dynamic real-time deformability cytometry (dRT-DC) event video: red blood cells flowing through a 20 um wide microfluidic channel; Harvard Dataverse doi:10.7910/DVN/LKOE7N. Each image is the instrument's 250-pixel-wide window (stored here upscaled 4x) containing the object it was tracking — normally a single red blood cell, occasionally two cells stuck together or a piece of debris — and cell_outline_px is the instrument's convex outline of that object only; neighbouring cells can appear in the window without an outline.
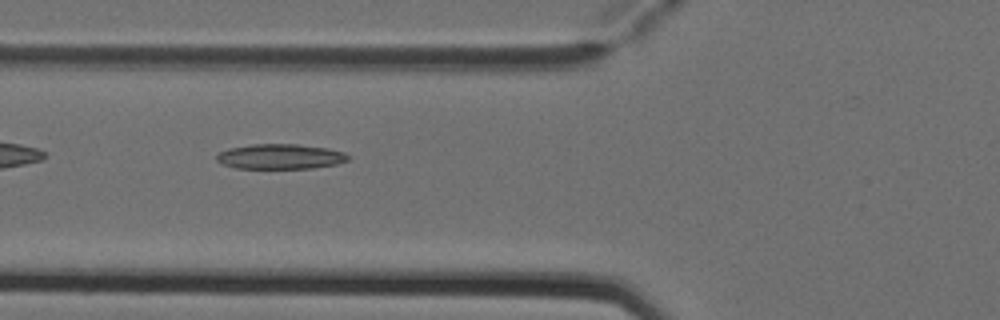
{"species": "Egyptian fruit bat (a non-hibernating species)", "species_latin": "Rousettus aegyptiacus", "temperature_condition": "cold", "stored_images_in_passage": 7, "camera_frame_rate_fps": 3000, "um_per_image_px": 0.085, "animal": {"sex": "female"}, "frame": {"image": 1, "passage_image": 6, "time_ms": 1.667, "image_size_px": [1000, 320], "cell_outline_px": [[352, 156], [348, 160], [336, 164], [312, 168], [236, 168], [220, 164], [216, 160], [216, 156], [220, 152], [228, 148], [252, 144], [296, 144], [328, 148], [344, 152]], "centroid_in_image_um": [23.82, 13.3], "position_along_channel_um": 102.0, "area_um2": 19.31}}
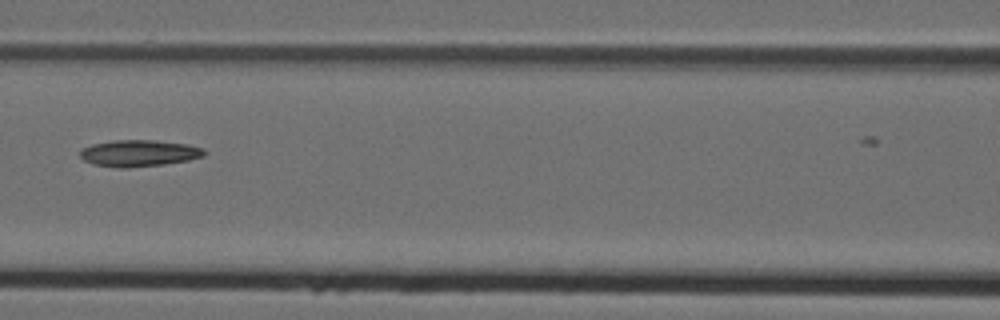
{"frame": {"image": 2, "passage_image": 7, "time_ms": 2.0, "image_size_px": [1000, 320], "cell_outline_px": [[208, 152], [204, 156], [188, 160], [164, 164], [128, 168], [120, 168], [92, 164], [84, 160], [80, 156], [80, 148], [92, 144], [112, 140], [152, 140], [188, 144], [204, 148]], "centroid_in_image_um": [11.81, 13.02], "position_along_channel_um": 154.8, "area_um2": 19.42}}